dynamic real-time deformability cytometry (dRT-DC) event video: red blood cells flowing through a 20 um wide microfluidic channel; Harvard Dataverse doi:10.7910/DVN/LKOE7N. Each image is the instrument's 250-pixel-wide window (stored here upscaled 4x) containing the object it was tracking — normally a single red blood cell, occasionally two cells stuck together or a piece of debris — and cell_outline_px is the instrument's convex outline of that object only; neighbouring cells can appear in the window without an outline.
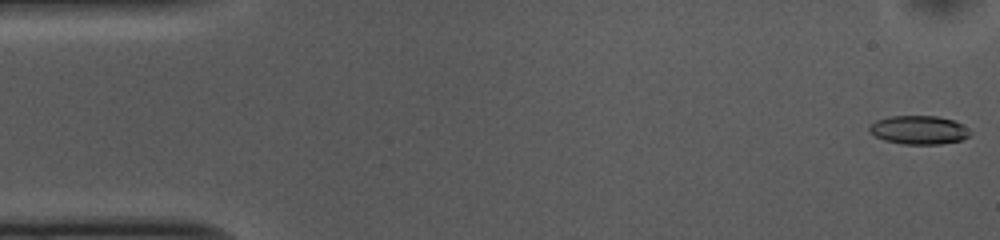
{"species": "common noctule bat (a hibernating species)", "species_latin": "Nyctalus noctula", "temperature_condition": "cold", "stored_images_in_passage": 53, "camera_frame_rate_fps": 3000, "um_per_image_px": 0.085, "animal": {"sex": "female", "body_mass_g": 10.0, "forearm_length_mm": 53.1}, "frame": {"image": 1, "passage_image": 1, "time_ms": 0.0, "image_size_px": [1000, 240], "cell_outline_px": [[972, 132], [968, 136], [960, 140], [940, 144], [904, 144], [884, 140], [868, 132], [868, 128], [876, 120], [888, 116], [936, 116], [952, 120], [960, 124]], "centroid_in_image_um": [78.06, 11.04], "position_along_channel_um": 6.9, "area_um2": 16.65}}
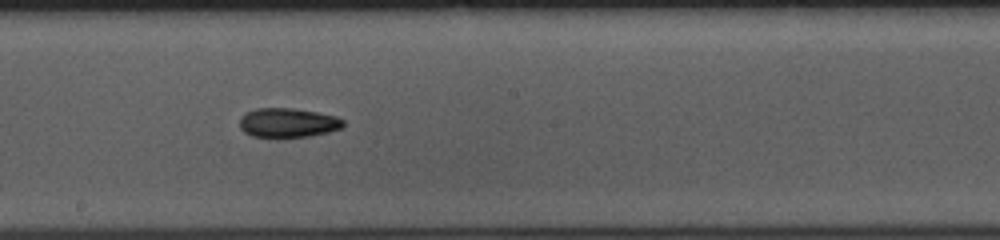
{"frame": {"image": 2, "passage_image": 28, "time_ms": 9.0, "image_size_px": [1000, 240], "cell_outline_px": [[344, 128], [328, 132], [308, 136], [252, 136], [244, 132], [240, 128], [240, 116], [244, 112], [256, 108], [292, 108], [316, 112], [336, 116], [344, 120]], "centroid_in_image_um": [24.47, 10.41], "position_along_channel_um": 223.7, "area_um2": 17.63}}
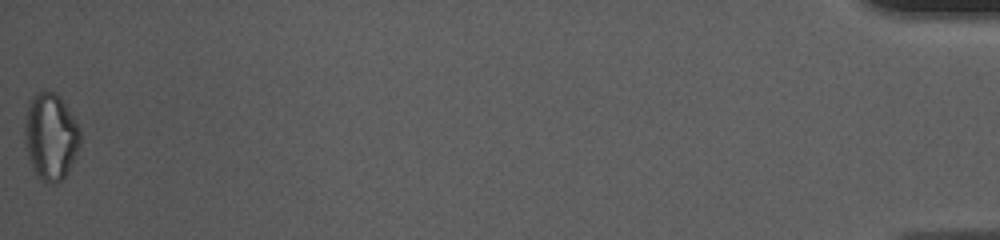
{"frame": {"image": 3, "passage_image": 53, "time_ms": 17.333, "image_size_px": [1000, 240], "cell_outline_px": [[80, 144], [68, 172], [64, 180], [56, 184], [52, 184], [44, 180], [36, 172], [28, 156], [24, 144], [24, 124], [28, 104], [32, 96], [36, 92], [56, 92], [60, 96], [72, 116], [80, 132]], "centroid_in_image_um": [4.29, 11.6], "position_along_channel_um": 430.9, "area_um2": 27.86}, "authors_computed_cell_mechanics": {"area_um2": 17.9758, "velocity_mm_per_s": 3.7289, "shape_relaxation_time_tau1_ms": 10.806, "shape_relaxation_time_tau2_ms": null, "deformation_change_tau1": 0.2104, "deformation_change_tau2": null}}